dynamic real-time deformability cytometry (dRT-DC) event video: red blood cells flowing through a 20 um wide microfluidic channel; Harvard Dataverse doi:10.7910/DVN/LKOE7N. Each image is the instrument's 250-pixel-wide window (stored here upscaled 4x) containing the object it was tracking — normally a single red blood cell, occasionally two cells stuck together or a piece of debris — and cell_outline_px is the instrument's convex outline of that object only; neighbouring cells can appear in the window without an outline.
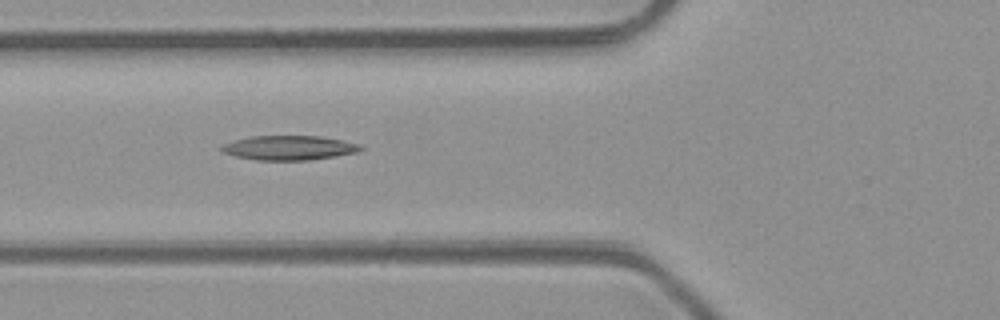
{"species": "common noctule bat (a hibernating species)", "species_latin": "Nyctalus noctula", "temperature_condition": "room temperature", "stored_images_in_passage": 7, "camera_frame_rate_fps": 3000, "um_per_image_px": 0.085, "animal": {"sex": "male", "body_mass_g": 23.1, "forearm_length_mm": 52.7}, "frame": {"image": 1, "passage_image": 6, "time_ms": 5.667, "image_size_px": [1000, 320], "cell_outline_px": [[364, 148], [356, 152], [336, 156], [308, 160], [256, 160], [236, 156], [224, 152], [220, 148], [224, 144], [236, 140], [252, 136], [320, 136], [344, 140], [360, 144]], "centroid_in_image_um": [24.62, 12.56], "position_along_channel_um": 101.2, "area_um2": 19.65}}
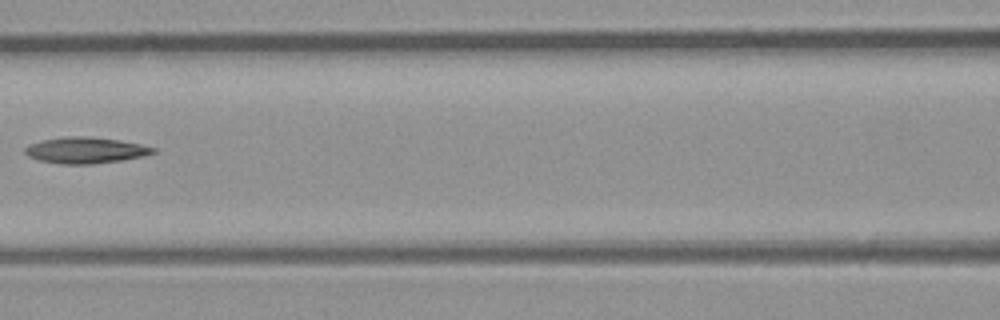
{"frame": {"image": 2, "passage_image": 7, "time_ms": 7.0, "image_size_px": [1000, 320], "cell_outline_px": [[156, 152], [144, 156], [120, 160], [92, 164], [60, 164], [40, 160], [28, 156], [24, 152], [24, 148], [40, 140], [64, 136], [84, 136], [116, 140], [140, 144], [156, 148]], "centroid_in_image_um": [7.25, 12.77], "position_along_channel_um": 159.4, "area_um2": 19.36}}